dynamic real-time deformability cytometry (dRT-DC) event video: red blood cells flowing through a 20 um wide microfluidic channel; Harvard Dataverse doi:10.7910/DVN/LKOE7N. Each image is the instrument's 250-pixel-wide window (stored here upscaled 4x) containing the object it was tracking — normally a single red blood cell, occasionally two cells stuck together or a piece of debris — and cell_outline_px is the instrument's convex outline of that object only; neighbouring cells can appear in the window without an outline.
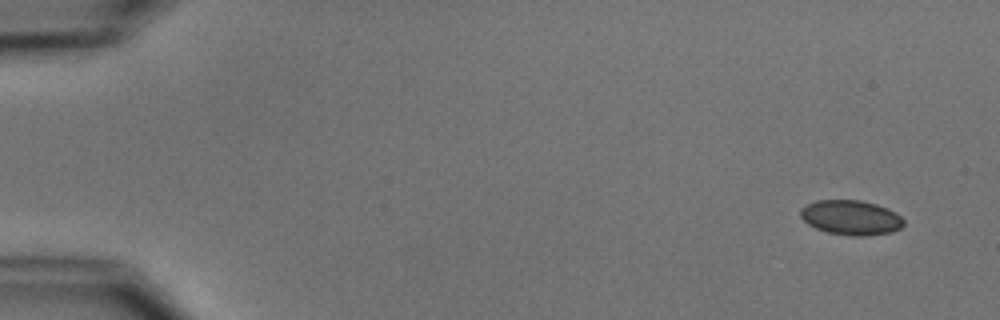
{"species": "common noctule bat (a hibernating species)", "species_latin": "Nyctalus noctula", "temperature_condition": "cold", "stored_images_in_passage": 8, "camera_frame_rate_fps": 3000, "um_per_image_px": 0.085, "animal": {"sex": "male", "body_mass_g": 15.6}, "frame": {"image": 1, "passage_image": 1, "time_ms": 0.0, "image_size_px": [1000, 320], "cell_outline_px": [[904, 224], [900, 228], [892, 232], [864, 236], [852, 236], [828, 232], [816, 228], [808, 224], [800, 216], [800, 208], [816, 200], [860, 200], [876, 204], [888, 208], [896, 212], [904, 220]], "centroid_in_image_um": [72.34, 18.49], "position_along_channel_um": 12.7, "area_um2": 20.92}}
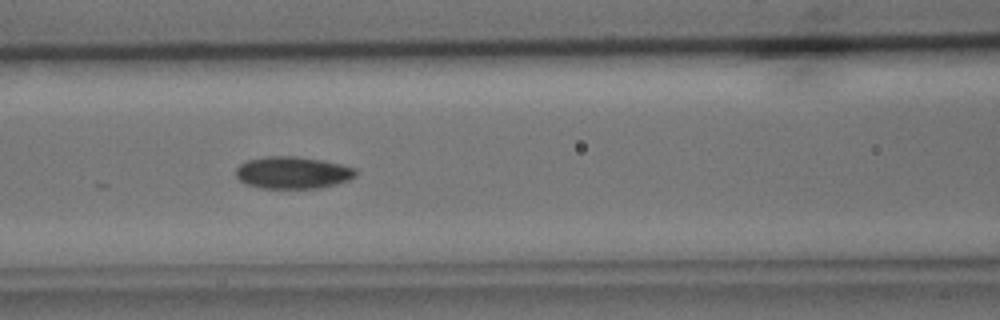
{"frame": {"image": 2, "passage_image": 7, "time_ms": 7.0, "image_size_px": [1000, 320], "cell_outline_px": [[356, 176], [348, 180], [336, 184], [320, 188], [260, 188], [244, 184], [236, 176], [236, 168], [240, 164], [248, 160], [268, 156], [296, 156], [320, 160], [340, 164], [356, 168]], "centroid_in_image_um": [24.87, 14.68], "position_along_channel_um": 141.7, "area_um2": 22.43}}
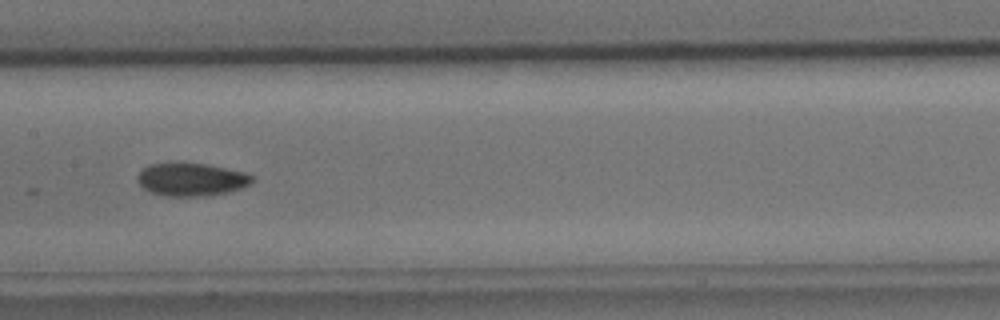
{"frame": {"image": 3, "passage_image": 8, "time_ms": 8.333, "image_size_px": [1000, 320], "cell_outline_px": [[252, 180], [248, 184], [240, 188], [228, 192], [204, 196], [164, 196], [152, 192], [144, 188], [136, 180], [136, 176], [148, 164], [168, 160], [180, 160], [208, 164], [244, 172], [252, 176]], "centroid_in_image_um": [16.18, 15.2], "position_along_channel_um": 191.2, "area_um2": 22.66}}